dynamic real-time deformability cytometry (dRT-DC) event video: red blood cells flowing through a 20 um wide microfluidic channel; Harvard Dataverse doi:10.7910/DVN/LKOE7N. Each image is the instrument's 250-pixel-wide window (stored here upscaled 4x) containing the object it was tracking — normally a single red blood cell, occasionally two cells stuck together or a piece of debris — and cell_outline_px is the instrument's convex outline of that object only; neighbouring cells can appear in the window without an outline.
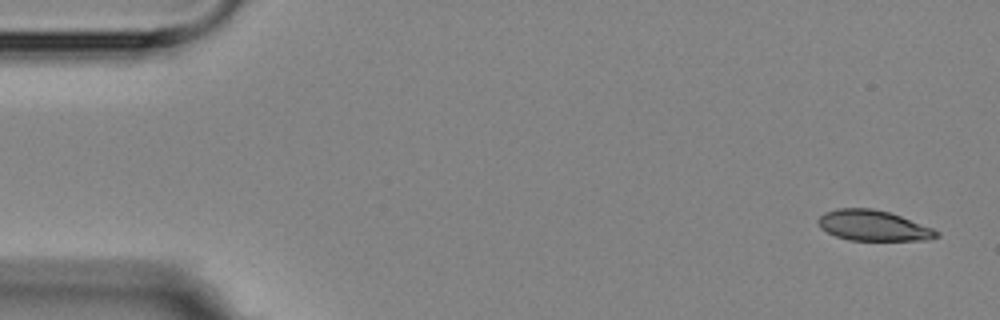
{"species": "Egyptian fruit bat (a non-hibernating species)", "species_latin": "Rousettus aegyptiacus", "temperature_condition": "room temperature", "stored_images_in_passage": 7, "camera_frame_rate_fps": 3000, "um_per_image_px": 0.085, "animal": {"sex": "female"}, "frame": {"image": 1, "passage_image": 1, "time_ms": 0.0, "image_size_px": [1000, 320], "cell_outline_px": [[940, 236], [928, 240], [848, 240], [836, 236], [820, 228], [816, 220], [824, 212], [836, 208], [872, 208], [888, 212], [900, 216], [932, 228], [940, 232]], "centroid_in_image_um": [74.2, 19.17], "position_along_channel_um": 10.8, "area_um2": 21.04}}
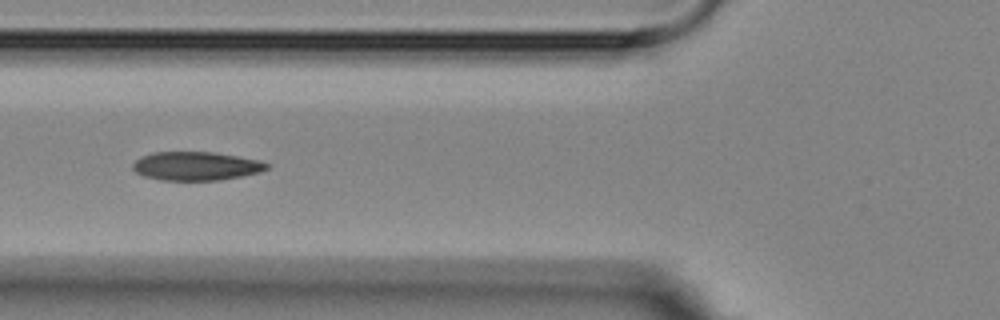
{"frame": {"image": 2, "passage_image": 5, "time_ms": 6.0, "image_size_px": [1000, 320], "cell_outline_px": [[272, 164], [268, 168], [260, 172], [220, 180], [160, 180], [144, 176], [136, 172], [132, 168], [132, 164], [140, 156], [152, 152], [212, 152], [260, 160]], "centroid_in_image_um": [16.66, 14.11], "position_along_channel_um": 109.1, "area_um2": 22.43}}
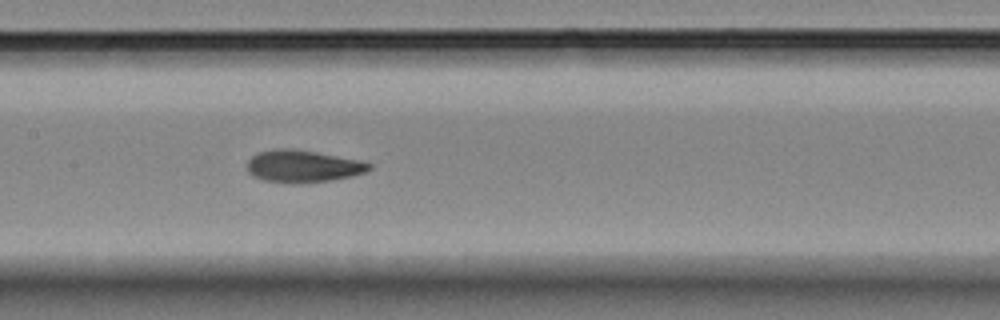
{"frame": {"image": 3, "passage_image": 7, "time_ms": 8.0, "image_size_px": [1000, 320], "cell_outline_px": [[372, 168], [368, 172], [352, 176], [328, 180], [300, 184], [288, 184], [264, 180], [252, 176], [248, 172], [248, 160], [252, 156], [260, 152], [272, 148], [292, 148], [316, 152], [360, 160], [372, 164]], "centroid_in_image_um": [25.75, 14.13], "position_along_channel_um": 181.7, "area_um2": 23.18}}